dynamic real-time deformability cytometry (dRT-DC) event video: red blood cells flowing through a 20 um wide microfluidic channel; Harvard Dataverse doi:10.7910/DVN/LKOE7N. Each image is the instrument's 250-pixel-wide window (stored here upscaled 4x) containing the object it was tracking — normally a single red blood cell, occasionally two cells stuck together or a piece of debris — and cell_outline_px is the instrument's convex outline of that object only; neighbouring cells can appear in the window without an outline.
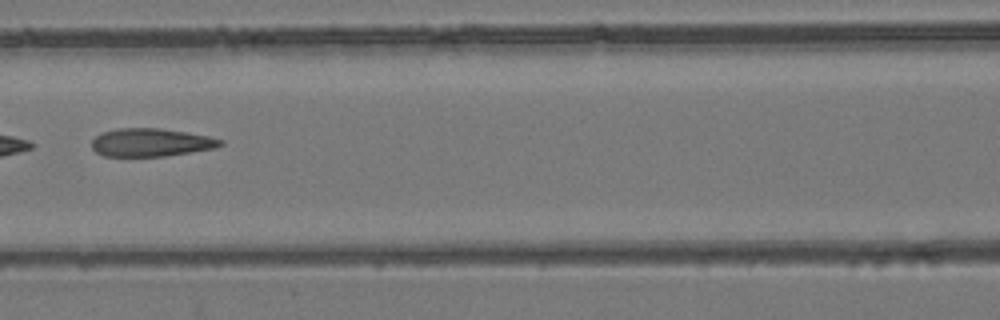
{"species": "common noctule bat (a hibernating species)", "species_latin": "Nyctalus noctula", "temperature_condition": "room temperature", "stored_images_in_passage": 6, "camera_frame_rate_fps": 3000, "um_per_image_px": 0.085, "animal": {"sex": "female", "body_mass_g": 24.6, "forearm_length_mm": 56.2}, "frame": {"image": 1, "passage_image": 5, "time_ms": 5.333, "image_size_px": [1000, 320], "cell_outline_px": [[224, 144], [216, 148], [164, 156], [104, 156], [96, 152], [92, 148], [92, 140], [96, 136], [104, 132], [116, 128], [160, 128], [208, 136], [224, 140]], "centroid_in_image_um": [12.84, 12.11], "position_along_channel_um": 153.8, "area_um2": 20.98}}
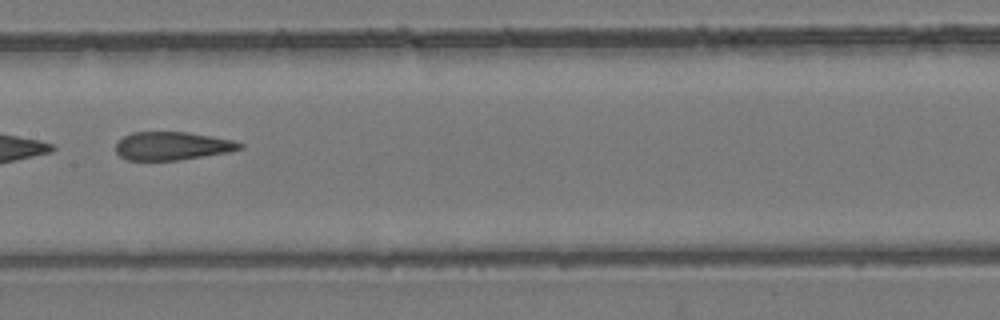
{"frame": {"image": 2, "passage_image": 6, "time_ms": 6.333, "image_size_px": [1000, 320], "cell_outline_px": [[244, 148], [228, 152], [176, 160], [128, 160], [120, 156], [116, 152], [116, 144], [124, 136], [132, 132], [188, 132], [232, 140], [244, 144]], "centroid_in_image_um": [14.64, 12.4], "position_along_channel_um": 192.8, "area_um2": 20.23}}